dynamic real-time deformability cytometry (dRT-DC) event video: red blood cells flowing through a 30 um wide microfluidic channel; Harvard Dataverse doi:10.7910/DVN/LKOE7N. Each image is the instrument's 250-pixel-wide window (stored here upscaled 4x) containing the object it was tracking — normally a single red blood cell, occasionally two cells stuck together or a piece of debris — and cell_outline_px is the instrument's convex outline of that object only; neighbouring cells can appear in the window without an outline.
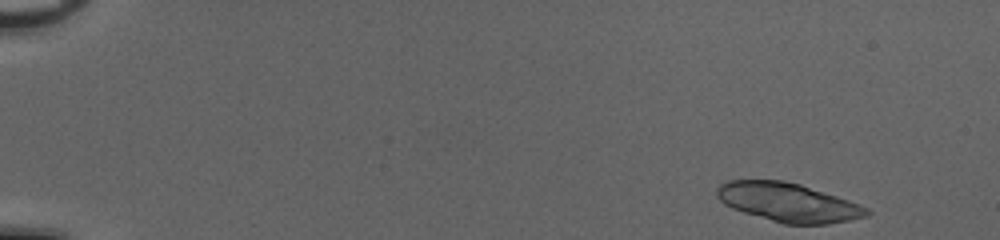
{"species": "common noctule bat (a hibernating species)", "species_latin": "Nyctalus noctula", "temperature_condition": "cold", "stored_images_in_passage": 49, "segment_of_instrument_passage": [1, 2], "camera_frame_rate_fps": 3000, "um_per_image_px": 0.085, "animal": {"sex": "female", "body_mass_g": 20.0, "forearm_length_mm": 54.0}, "frame": {"image": 1, "passage_image": 1, "time_ms": 0.0, "image_size_px": [1000, 240], "cell_outline_px": [[872, 212], [868, 216], [828, 224], [784, 224], [744, 212], [732, 208], [724, 204], [716, 196], [716, 188], [720, 184], [728, 180], [784, 180], [800, 184], [860, 204], [868, 208]], "centroid_in_image_um": [66.99, 17.2], "position_along_channel_um": 18.0, "area_um2": 33.81}}